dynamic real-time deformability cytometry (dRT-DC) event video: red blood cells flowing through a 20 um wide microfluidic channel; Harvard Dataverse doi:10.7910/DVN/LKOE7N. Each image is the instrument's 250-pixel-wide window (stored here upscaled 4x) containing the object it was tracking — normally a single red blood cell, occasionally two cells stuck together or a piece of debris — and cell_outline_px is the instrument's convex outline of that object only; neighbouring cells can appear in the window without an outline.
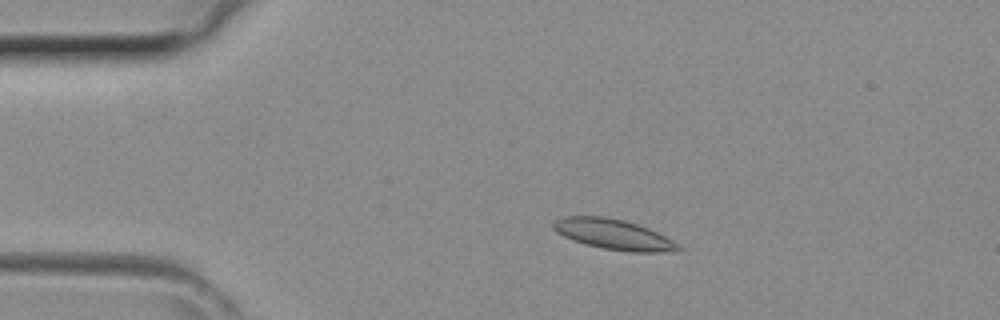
{"species": "common noctule bat (a hibernating species)", "species_latin": "Nyctalus noctula", "temperature_condition": "room temperature", "stored_images_in_passage": 10, "camera_frame_rate_fps": 3000, "um_per_image_px": 0.085, "animal": {"sex": "female", "body_mass_g": 29.2, "forearm_length_mm": 56.3}, "frame": {"image": 1, "passage_image": 7, "time_ms": 2.0, "image_size_px": [1000, 320], "cell_outline_px": [[684, 248], [680, 252], [632, 252], [604, 248], [584, 244], [572, 240], [556, 232], [552, 228], [552, 224], [556, 220], [564, 216], [604, 216], [624, 220], [648, 228], [672, 240]], "centroid_in_image_um": [52.17, 19.93], "position_along_channel_um": 32.8, "area_um2": 22.14}}